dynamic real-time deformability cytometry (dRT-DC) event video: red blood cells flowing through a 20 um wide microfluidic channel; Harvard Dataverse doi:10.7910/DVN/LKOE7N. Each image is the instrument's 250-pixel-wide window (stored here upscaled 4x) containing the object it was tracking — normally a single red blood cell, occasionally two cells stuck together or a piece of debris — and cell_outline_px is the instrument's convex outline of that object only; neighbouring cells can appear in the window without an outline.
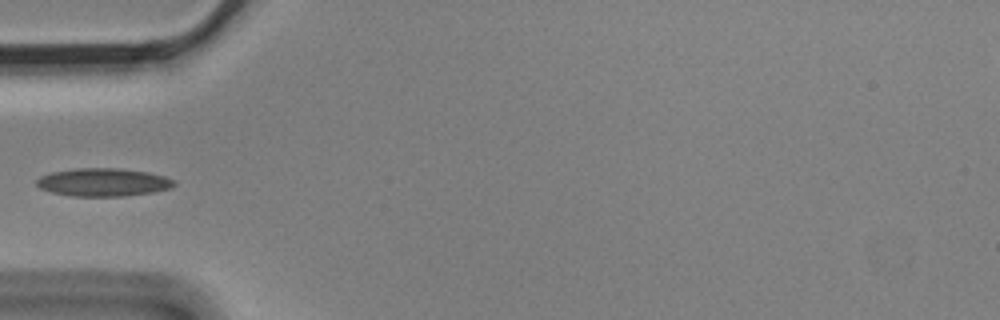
{"species": "Egyptian fruit bat (a non-hibernating species)", "species_latin": "Rousettus aegyptiacus", "temperature_condition": "cold", "stored_images_in_passage": 7, "camera_frame_rate_fps": 3000, "um_per_image_px": 0.085, "animal": {"sex": "male"}, "frame": {"image": 1, "passage_image": 6, "time_ms": 1.667, "image_size_px": [1000, 320], "cell_outline_px": [[176, 184], [172, 188], [152, 192], [124, 196], [72, 196], [52, 192], [40, 188], [36, 184], [36, 180], [40, 176], [52, 172], [76, 168], [116, 168], [148, 172], [164, 176], [176, 180]], "centroid_in_image_um": [8.79, 15.49], "position_along_channel_um": 76.2, "area_um2": 22.48}}
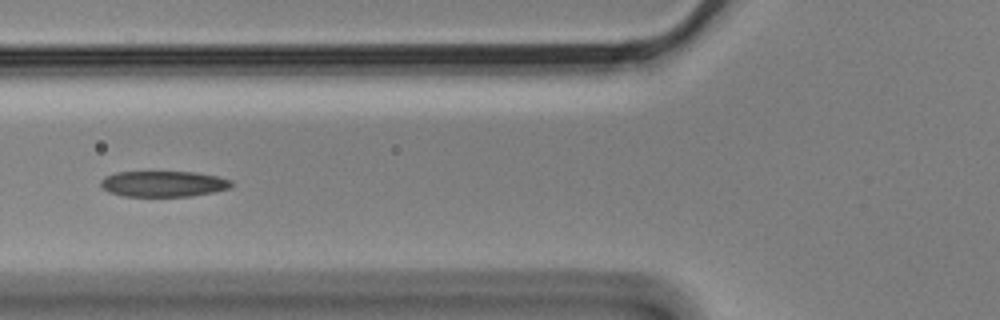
{"frame": {"image": 2, "passage_image": 7, "time_ms": 2.0, "image_size_px": [1000, 320], "cell_outline_px": [[232, 188], [192, 196], [124, 196], [108, 192], [100, 188], [100, 180], [104, 176], [116, 172], [196, 172], [216, 176], [232, 180]], "centroid_in_image_um": [13.86, 15.62], "position_along_channel_um": 111.9, "area_um2": 19.83}}